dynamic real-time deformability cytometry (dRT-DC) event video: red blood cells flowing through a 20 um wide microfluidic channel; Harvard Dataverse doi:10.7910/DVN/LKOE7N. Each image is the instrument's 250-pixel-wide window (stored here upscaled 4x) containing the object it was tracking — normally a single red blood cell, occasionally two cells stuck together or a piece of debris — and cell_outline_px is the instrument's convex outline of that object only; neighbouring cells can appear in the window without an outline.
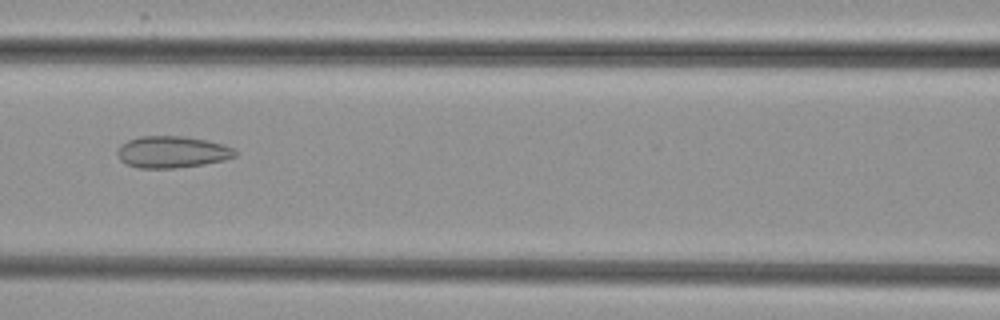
{"species": "common noctule bat (a hibernating species)", "species_latin": "Nyctalus noctula", "temperature_condition": "cold", "stored_images_in_passage": 7, "camera_frame_rate_fps": 3000, "um_per_image_px": 0.085, "animal": {"sex": "female", "body_mass_g": 29.2, "forearm_length_mm": 56.3}, "frame": {"image": 1, "passage_image": 7, "time_ms": 6.667, "image_size_px": [1000, 320], "cell_outline_px": [[236, 156], [224, 160], [204, 164], [172, 168], [140, 168], [128, 164], [120, 160], [116, 152], [120, 144], [128, 140], [140, 136], [184, 136], [208, 140], [224, 144], [232, 148], [236, 152]], "centroid_in_image_um": [14.62, 12.91], "position_along_channel_um": 152.0, "area_um2": 21.79}}